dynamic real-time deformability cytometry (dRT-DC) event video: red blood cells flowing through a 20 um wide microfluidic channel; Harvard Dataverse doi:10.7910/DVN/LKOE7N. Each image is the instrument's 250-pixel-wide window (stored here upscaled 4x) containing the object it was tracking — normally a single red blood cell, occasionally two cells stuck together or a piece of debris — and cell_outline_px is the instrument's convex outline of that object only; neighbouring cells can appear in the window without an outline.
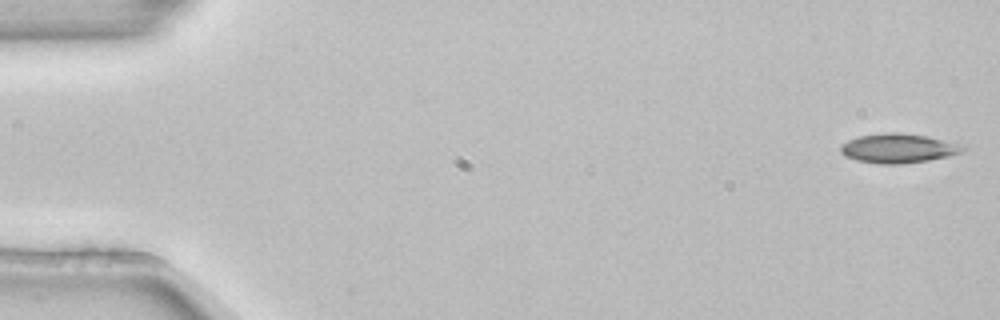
{"species": "common noctule bat (a hibernating species)", "species_latin": "Nyctalus noctula", "temperature_condition": "room temperature", "stored_images_in_passage": 5, "camera_frame_rate_fps": 3000, "um_per_image_px": 0.085, "animal": {"sex": "female", "body_mass_g": 22.7, "forearm_length_mm": 54.2}, "frame": {"image": 1, "passage_image": 1, "time_ms": 0.0, "image_size_px": [1000, 320], "cell_outline_px": [[964, 148], [960, 152], [948, 156], [928, 160], [896, 164], [876, 164], [856, 160], [844, 156], [840, 152], [840, 144], [848, 140], [860, 136], [888, 132], [892, 132], [928, 136], [956, 144]], "centroid_in_image_um": [76.24, 12.61], "position_along_channel_um": 8.8, "area_um2": 20.52}}
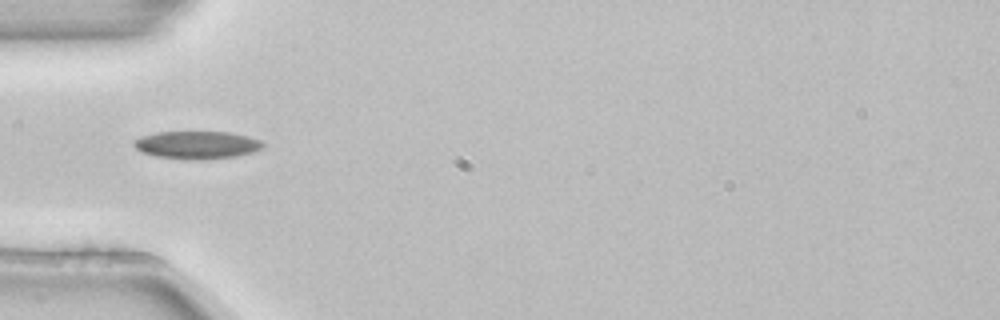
{"frame": {"image": 2, "passage_image": 4, "time_ms": 1.0, "image_size_px": [1000, 320], "cell_outline_px": [[264, 148], [252, 152], [236, 156], [196, 160], [184, 160], [156, 156], [140, 152], [132, 144], [140, 136], [156, 132], [232, 132], [248, 136], [260, 140], [264, 144]], "centroid_in_image_um": [16.73, 12.32], "position_along_channel_um": 68.3, "area_um2": 21.04}}